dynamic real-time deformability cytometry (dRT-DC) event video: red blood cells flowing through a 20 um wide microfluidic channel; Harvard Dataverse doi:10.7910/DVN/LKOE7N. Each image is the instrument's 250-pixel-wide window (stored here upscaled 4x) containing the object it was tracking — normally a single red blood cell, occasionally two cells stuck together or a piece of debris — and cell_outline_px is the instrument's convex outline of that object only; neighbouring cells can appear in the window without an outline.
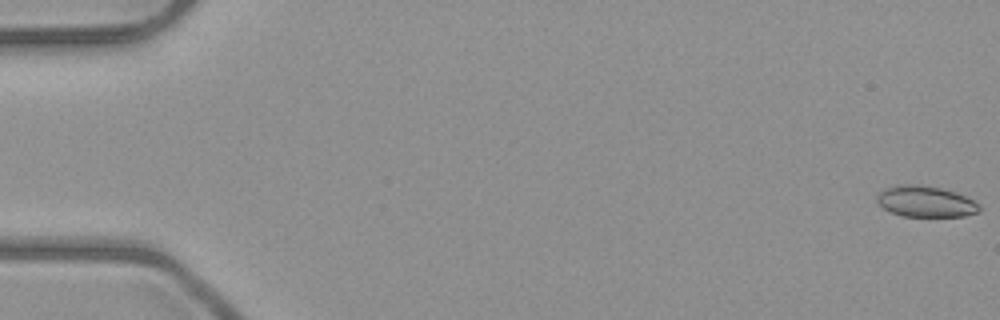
{"species": "common noctule bat (a hibernating species)", "species_latin": "Nyctalus noctula", "temperature_condition": "room temperature", "stored_images_in_passage": 6, "camera_frame_rate_fps": 3000, "um_per_image_px": 0.085, "animal": {"sex": "male", "body_mass_g": 23.1, "forearm_length_mm": 52.7}, "frame": {"image": 1, "passage_image": 1, "time_ms": 0.0, "image_size_px": [1000, 320], "cell_outline_px": [[980, 208], [976, 212], [964, 216], [904, 216], [892, 212], [884, 208], [876, 200], [876, 192], [896, 184], [920, 184], [944, 188], [956, 192], [980, 204]], "centroid_in_image_um": [78.64, 17.1], "position_along_channel_um": 6.4, "area_um2": 18.61}}
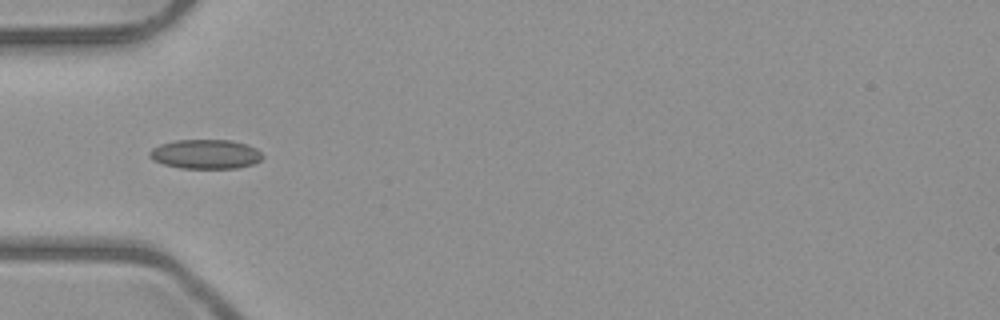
{"frame": {"image": 2, "passage_image": 5, "time_ms": 5.667, "image_size_px": [1000, 320], "cell_outline_px": [[264, 156], [260, 160], [252, 164], [236, 168], [180, 168], [164, 164], [152, 160], [148, 156], [148, 152], [152, 148], [160, 144], [176, 140], [232, 140], [248, 144], [256, 148]], "centroid_in_image_um": [17.46, 13.09], "position_along_channel_um": 67.5, "area_um2": 19.42}}
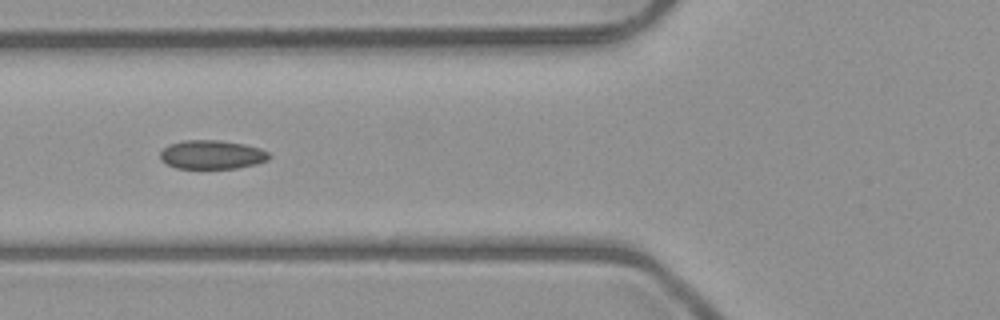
{"frame": {"image": 3, "passage_image": 6, "time_ms": 6.667, "image_size_px": [1000, 320], "cell_outline_px": [[272, 156], [268, 160], [256, 164], [236, 168], [176, 168], [160, 160], [160, 152], [168, 144], [184, 140], [216, 140], [244, 144], [260, 148], [268, 152]], "centroid_in_image_um": [18.01, 13.14], "position_along_channel_um": 107.8, "area_um2": 18.32}}